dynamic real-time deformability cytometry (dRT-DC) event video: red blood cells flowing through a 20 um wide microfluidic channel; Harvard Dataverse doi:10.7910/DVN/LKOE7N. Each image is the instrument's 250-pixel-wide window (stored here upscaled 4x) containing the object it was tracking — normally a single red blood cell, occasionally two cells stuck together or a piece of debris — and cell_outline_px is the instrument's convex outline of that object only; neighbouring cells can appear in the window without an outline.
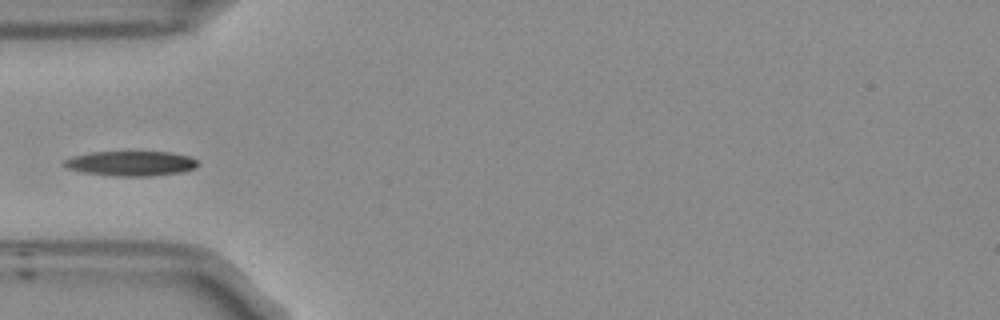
{"species": "Egyptian fruit bat (a non-hibernating species)", "species_latin": "Rousettus aegyptiacus", "temperature_condition": "room temperature", "stored_images_in_passage": 38, "camera_frame_rate_fps": 3000, "um_per_image_px": 0.085, "frame": {"image": 1, "passage_image": 1, "time_ms": 0.0, "image_size_px": [1000, 320], "cell_outline_px": [[200, 164], [196, 168], [184, 172], [152, 176], [112, 176], [84, 172], [64, 168], [60, 164], [64, 160], [72, 156], [92, 152], [172, 152], [188, 156], [196, 160]], "centroid_in_image_um": [11.12, 13.9], "position_along_channel_um": 73.9, "area_um2": 19.65}}
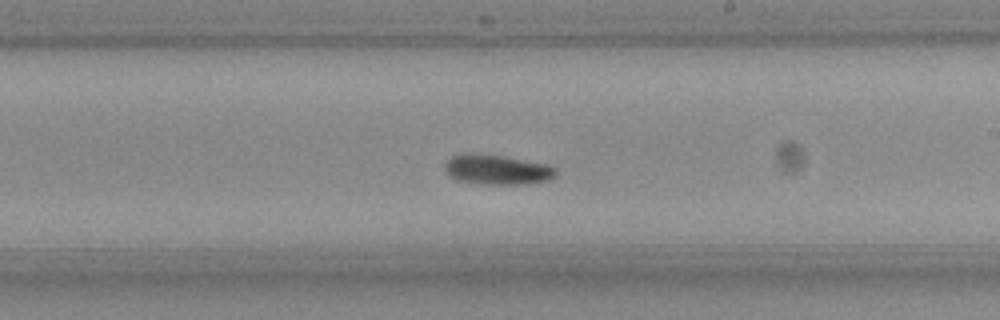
{"frame": {"image": 2, "passage_image": 15, "time_ms": 4.667, "image_size_px": [1000, 320], "cell_outline_px": [[556, 176], [552, 180], [532, 184], [480, 184], [456, 180], [448, 176], [444, 168], [444, 164], [452, 156], [464, 152], [472, 152], [504, 156], [548, 164], [556, 168]], "centroid_in_image_um": [42.26, 14.42], "position_along_channel_um": 246.7, "area_um2": 19.94}}
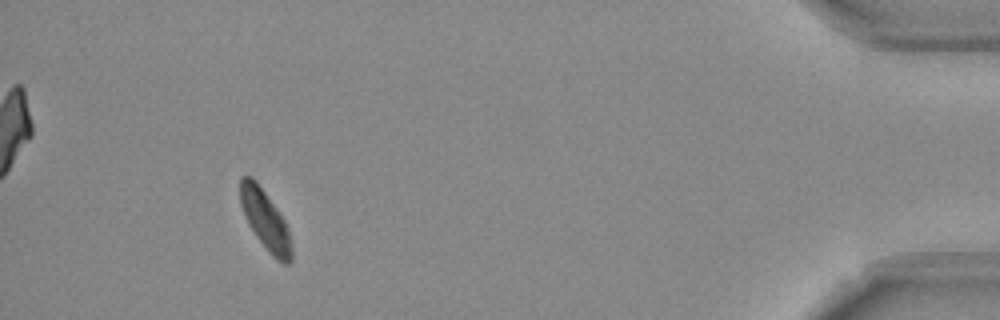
{"frame": {"image": 3, "passage_image": 34, "time_ms": 11.0, "image_size_px": [1000, 320], "cell_outline_px": [[292, 260], [288, 264], [284, 264], [276, 260], [268, 252], [256, 236], [248, 224], [240, 204], [240, 176], [252, 176], [256, 180], [276, 208], [284, 220], [288, 228], [292, 244]], "centroid_in_image_um": [22.55, 18.72], "position_along_channel_um": 412.6, "area_um2": 17.86}}